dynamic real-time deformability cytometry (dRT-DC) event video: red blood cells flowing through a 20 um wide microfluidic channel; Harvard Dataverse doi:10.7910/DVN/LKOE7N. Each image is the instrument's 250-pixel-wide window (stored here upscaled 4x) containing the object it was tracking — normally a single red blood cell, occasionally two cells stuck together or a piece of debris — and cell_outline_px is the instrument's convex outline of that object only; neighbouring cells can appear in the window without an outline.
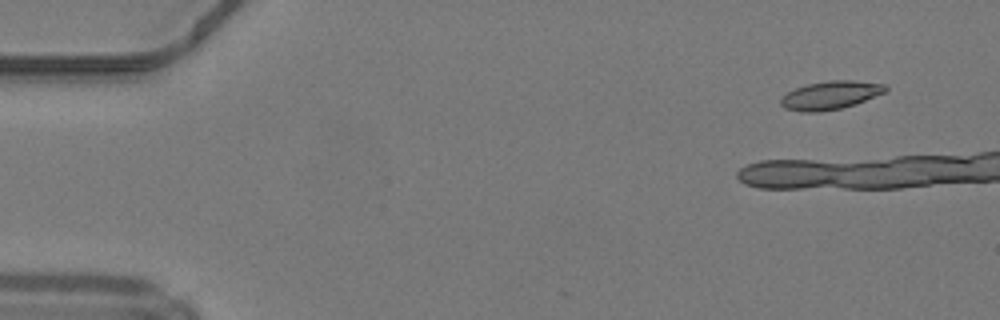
{"species": "common noctule bat (a hibernating species)", "species_latin": "Nyctalus noctula", "temperature_condition": "warm", "stored_images_in_passage": 5, "camera_frame_rate_fps": 3000, "um_per_image_px": 0.085, "animal": {"sex": "male", "body_mass_g": 19.2, "forearm_length_mm": 51.8}, "frame": {"image": 1, "passage_image": 1, "time_ms": 0.0, "image_size_px": [1000, 320], "cell_outline_px": [[888, 88], [884, 92], [856, 104], [840, 108], [820, 112], [800, 112], [784, 108], [780, 104], [780, 96], [796, 88], [808, 84], [832, 80], [856, 80], [884, 84]], "centroid_in_image_um": [70.55, 8.1], "position_along_channel_um": 14.4, "area_um2": 17.28}}